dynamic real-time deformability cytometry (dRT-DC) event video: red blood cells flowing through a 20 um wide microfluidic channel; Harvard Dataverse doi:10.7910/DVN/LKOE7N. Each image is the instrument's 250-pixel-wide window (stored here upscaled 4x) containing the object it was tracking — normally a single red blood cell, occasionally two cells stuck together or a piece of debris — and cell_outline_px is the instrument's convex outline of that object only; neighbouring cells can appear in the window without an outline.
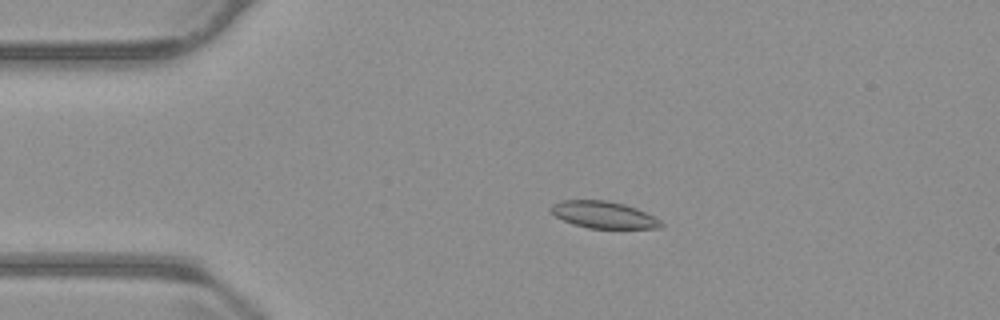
{"species": "common noctule bat (a hibernating species)", "species_latin": "Nyctalus noctula", "temperature_condition": "warm", "stored_images_in_passage": 56, "camera_frame_rate_fps": 3000, "um_per_image_px": 0.085, "animal": {"sex": "male", "body_mass_g": 23.1, "forearm_length_mm": 52.7}, "frame": {"image": 1, "passage_image": 12, "time_ms": 3.667, "image_size_px": [1000, 320], "cell_outline_px": [[656, 224], [648, 228], [592, 228], [576, 224], [564, 220], [556, 216], [552, 212], [560, 204], [572, 200], [596, 200], [620, 204], [632, 208], [648, 216]], "centroid_in_image_um": [51.18, 18.27], "position_along_channel_um": 33.8, "area_um2": 15.14}}
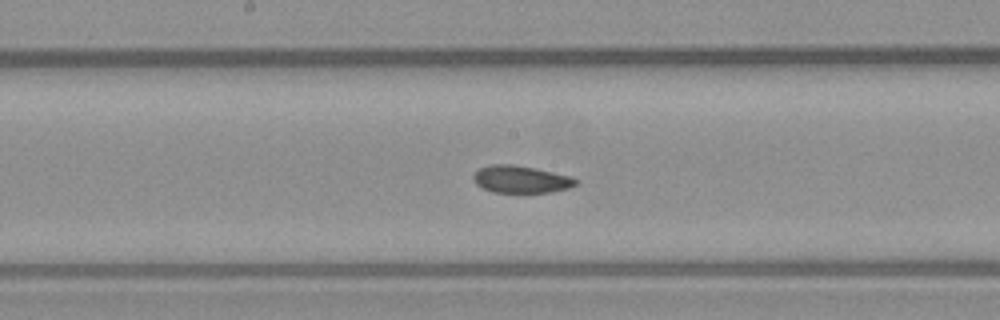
{"frame": {"image": 2, "passage_image": 29, "time_ms": 9.333, "image_size_px": [1000, 320], "cell_outline_px": [[576, 184], [564, 188], [544, 192], [500, 192], [484, 188], [476, 180], [476, 172], [480, 168], [528, 168], [548, 172], [564, 176], [576, 180]], "centroid_in_image_um": [44.32, 15.31], "position_along_channel_um": 203.9, "area_um2": 13.93}}
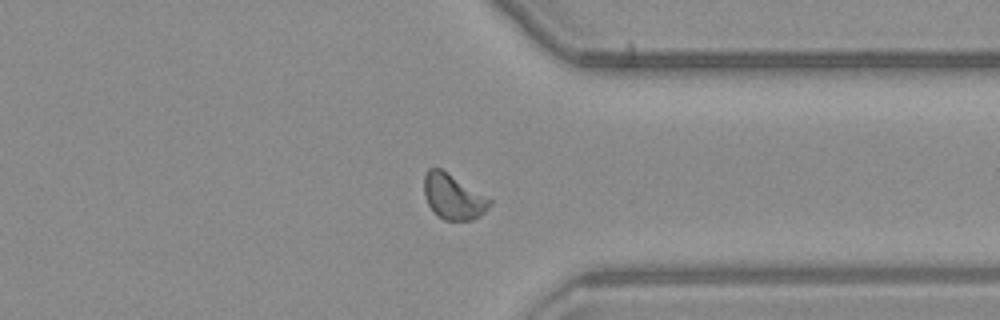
{"frame": {"image": 3, "passage_image": 43, "time_ms": 14.0, "image_size_px": [1000, 320], "cell_outline_px": [[488, 204], [476, 216], [468, 220], [448, 220], [440, 216], [428, 204], [424, 192], [424, 180], [428, 172], [432, 168], [440, 168], [488, 200]], "centroid_in_image_um": [38.41, 16.71], "position_along_channel_um": 373.0, "area_um2": 15.61}, "authors_computed_cell_mechanics": {"area_um2": 14.7101, "velocity_mm_per_s": 3.7026, "shape_relaxation_time_tau1_ms": null, "shape_relaxation_time_tau2_ms": 2.2774, "deformation_change_tau1": null, "deformation_change_tau2": 0.0548}}